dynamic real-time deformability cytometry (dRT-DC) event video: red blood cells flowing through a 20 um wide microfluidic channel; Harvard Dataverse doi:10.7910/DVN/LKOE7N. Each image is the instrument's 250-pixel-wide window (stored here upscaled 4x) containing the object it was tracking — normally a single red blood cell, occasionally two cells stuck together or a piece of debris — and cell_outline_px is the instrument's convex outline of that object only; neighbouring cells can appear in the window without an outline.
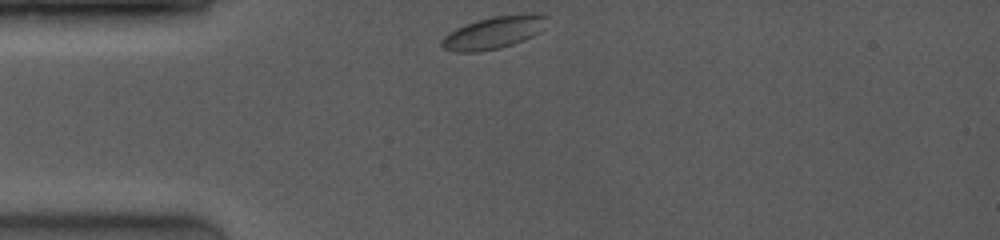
{"species": "common noctule bat (a hibernating species)", "species_latin": "Nyctalus noctula", "temperature_condition": "room temperature", "stored_images_in_passage": 42, "camera_frame_rate_fps": 4000, "um_per_image_px": 0.085, "animal": {"sex": "female", "body_mass_g": 19.0, "forearm_length_mm": 53.3}, "frame": {"image": 1, "passage_image": 1, "time_ms": 0.0, "image_size_px": [1000, 240], "cell_outline_px": [[548, 16], [544, 28], [540, 32], [524, 40], [500, 48], [476, 52], [452, 52], [444, 48], [440, 44], [440, 40], [444, 36], [456, 28], [464, 24], [476, 20], [492, 16], [524, 12], [536, 12]], "centroid_in_image_um": [41.99, 2.74], "position_along_channel_um": 43.0, "area_um2": 20.35}}
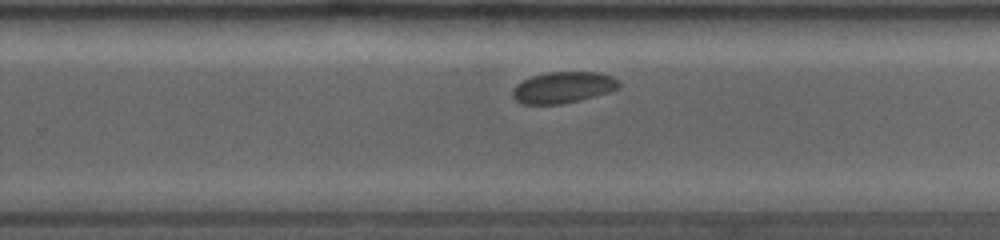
{"frame": {"image": 2, "passage_image": 32, "time_ms": 6.75, "image_size_px": [1000, 240], "cell_outline_px": [[620, 88], [608, 92], [580, 100], [560, 104], [520, 104], [512, 96], [512, 88], [516, 84], [532, 76], [548, 72], [600, 72], [612, 76], [620, 80]], "centroid_in_image_um": [47.87, 7.43], "position_along_channel_um": 281.9, "area_um2": 19.54}}
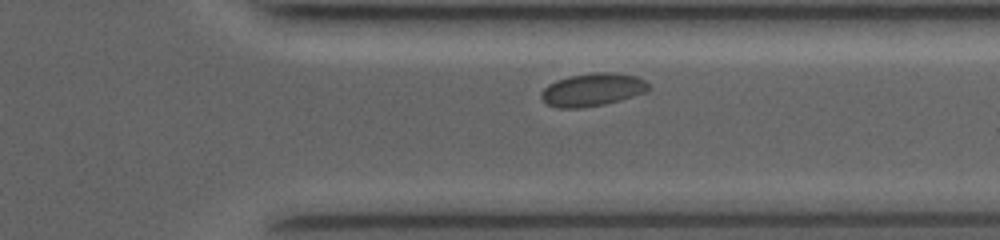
{"frame": {"image": 3, "passage_image": 42, "time_ms": 8.75, "image_size_px": [1000, 240], "cell_outline_px": [[652, 88], [644, 92], [620, 100], [604, 104], [580, 108], [556, 108], [548, 104], [540, 96], [544, 88], [548, 84], [556, 80], [568, 76], [596, 72], [612, 72], [636, 76], [644, 80]], "centroid_in_image_um": [50.35, 7.62], "position_along_channel_um": 361.0, "area_um2": 20.52}}